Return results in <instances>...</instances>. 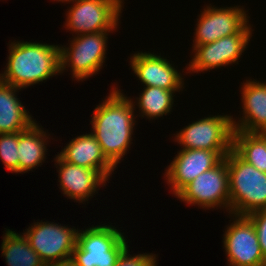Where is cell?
<instances>
[{
	"label": "cell",
	"instance_id": "cell-1",
	"mask_svg": "<svg viewBox=\"0 0 266 266\" xmlns=\"http://www.w3.org/2000/svg\"><path fill=\"white\" fill-rule=\"evenodd\" d=\"M102 102L96 105L92 118L91 133L102 148L106 158L117 167L130 151L136 125V110L130 100L115 84Z\"/></svg>",
	"mask_w": 266,
	"mask_h": 266
},
{
	"label": "cell",
	"instance_id": "cell-2",
	"mask_svg": "<svg viewBox=\"0 0 266 266\" xmlns=\"http://www.w3.org/2000/svg\"><path fill=\"white\" fill-rule=\"evenodd\" d=\"M9 41L7 63L0 80L16 87L47 81L60 73V45L41 42Z\"/></svg>",
	"mask_w": 266,
	"mask_h": 266
},
{
	"label": "cell",
	"instance_id": "cell-3",
	"mask_svg": "<svg viewBox=\"0 0 266 266\" xmlns=\"http://www.w3.org/2000/svg\"><path fill=\"white\" fill-rule=\"evenodd\" d=\"M229 176L230 214L248 216L266 209V173L241 159L233 150L224 158Z\"/></svg>",
	"mask_w": 266,
	"mask_h": 266
},
{
	"label": "cell",
	"instance_id": "cell-4",
	"mask_svg": "<svg viewBox=\"0 0 266 266\" xmlns=\"http://www.w3.org/2000/svg\"><path fill=\"white\" fill-rule=\"evenodd\" d=\"M112 223L79 229L72 253L74 266H115L128 246L125 234ZM120 230V231H119Z\"/></svg>",
	"mask_w": 266,
	"mask_h": 266
},
{
	"label": "cell",
	"instance_id": "cell-5",
	"mask_svg": "<svg viewBox=\"0 0 266 266\" xmlns=\"http://www.w3.org/2000/svg\"><path fill=\"white\" fill-rule=\"evenodd\" d=\"M109 33L113 32L76 35L69 38L68 46L60 45V73L70 68L71 78L77 82L100 73L106 61Z\"/></svg>",
	"mask_w": 266,
	"mask_h": 266
},
{
	"label": "cell",
	"instance_id": "cell-6",
	"mask_svg": "<svg viewBox=\"0 0 266 266\" xmlns=\"http://www.w3.org/2000/svg\"><path fill=\"white\" fill-rule=\"evenodd\" d=\"M66 11L64 28L73 36L114 32L120 26L124 0H77Z\"/></svg>",
	"mask_w": 266,
	"mask_h": 266
},
{
	"label": "cell",
	"instance_id": "cell-7",
	"mask_svg": "<svg viewBox=\"0 0 266 266\" xmlns=\"http://www.w3.org/2000/svg\"><path fill=\"white\" fill-rule=\"evenodd\" d=\"M209 115L192 121L174 135L173 141L181 149H202L210 151H231L233 144L232 115Z\"/></svg>",
	"mask_w": 266,
	"mask_h": 266
},
{
	"label": "cell",
	"instance_id": "cell-8",
	"mask_svg": "<svg viewBox=\"0 0 266 266\" xmlns=\"http://www.w3.org/2000/svg\"><path fill=\"white\" fill-rule=\"evenodd\" d=\"M206 6V7H205ZM198 15L192 47L214 42L237 33H253L248 9L243 6L205 5Z\"/></svg>",
	"mask_w": 266,
	"mask_h": 266
},
{
	"label": "cell",
	"instance_id": "cell-9",
	"mask_svg": "<svg viewBox=\"0 0 266 266\" xmlns=\"http://www.w3.org/2000/svg\"><path fill=\"white\" fill-rule=\"evenodd\" d=\"M176 198L198 208L224 209L230 214L229 176L227 162L223 159L187 184Z\"/></svg>",
	"mask_w": 266,
	"mask_h": 266
},
{
	"label": "cell",
	"instance_id": "cell-10",
	"mask_svg": "<svg viewBox=\"0 0 266 266\" xmlns=\"http://www.w3.org/2000/svg\"><path fill=\"white\" fill-rule=\"evenodd\" d=\"M30 226L23 234L45 264L71 260L79 229L42 220Z\"/></svg>",
	"mask_w": 266,
	"mask_h": 266
},
{
	"label": "cell",
	"instance_id": "cell-11",
	"mask_svg": "<svg viewBox=\"0 0 266 266\" xmlns=\"http://www.w3.org/2000/svg\"><path fill=\"white\" fill-rule=\"evenodd\" d=\"M229 215L222 237L228 266H266L252 221L247 216Z\"/></svg>",
	"mask_w": 266,
	"mask_h": 266
},
{
	"label": "cell",
	"instance_id": "cell-12",
	"mask_svg": "<svg viewBox=\"0 0 266 266\" xmlns=\"http://www.w3.org/2000/svg\"><path fill=\"white\" fill-rule=\"evenodd\" d=\"M252 36V33H237L211 43L192 47V59L184 68L188 71L186 74L210 72L212 69L225 68L235 63L237 65Z\"/></svg>",
	"mask_w": 266,
	"mask_h": 266
},
{
	"label": "cell",
	"instance_id": "cell-13",
	"mask_svg": "<svg viewBox=\"0 0 266 266\" xmlns=\"http://www.w3.org/2000/svg\"><path fill=\"white\" fill-rule=\"evenodd\" d=\"M230 151L180 149L168 165L164 180L174 197L203 172L217 166Z\"/></svg>",
	"mask_w": 266,
	"mask_h": 266
},
{
	"label": "cell",
	"instance_id": "cell-14",
	"mask_svg": "<svg viewBox=\"0 0 266 266\" xmlns=\"http://www.w3.org/2000/svg\"><path fill=\"white\" fill-rule=\"evenodd\" d=\"M167 57L152 52H135L130 55V67L142 86L166 90H183L184 76Z\"/></svg>",
	"mask_w": 266,
	"mask_h": 266
},
{
	"label": "cell",
	"instance_id": "cell-15",
	"mask_svg": "<svg viewBox=\"0 0 266 266\" xmlns=\"http://www.w3.org/2000/svg\"><path fill=\"white\" fill-rule=\"evenodd\" d=\"M53 161L58 172L59 189L66 198L74 202L89 203L88 200L93 198L101 187L107 185L108 180L96 169L68 163L58 154Z\"/></svg>",
	"mask_w": 266,
	"mask_h": 266
},
{
	"label": "cell",
	"instance_id": "cell-16",
	"mask_svg": "<svg viewBox=\"0 0 266 266\" xmlns=\"http://www.w3.org/2000/svg\"><path fill=\"white\" fill-rule=\"evenodd\" d=\"M241 84L243 113L240 118H232L234 131L266 133V81L249 78Z\"/></svg>",
	"mask_w": 266,
	"mask_h": 266
},
{
	"label": "cell",
	"instance_id": "cell-17",
	"mask_svg": "<svg viewBox=\"0 0 266 266\" xmlns=\"http://www.w3.org/2000/svg\"><path fill=\"white\" fill-rule=\"evenodd\" d=\"M57 154L68 163L98 170L108 181L116 168L91 132L74 137Z\"/></svg>",
	"mask_w": 266,
	"mask_h": 266
},
{
	"label": "cell",
	"instance_id": "cell-18",
	"mask_svg": "<svg viewBox=\"0 0 266 266\" xmlns=\"http://www.w3.org/2000/svg\"><path fill=\"white\" fill-rule=\"evenodd\" d=\"M19 90L0 80V134L21 132L36 122L17 98Z\"/></svg>",
	"mask_w": 266,
	"mask_h": 266
},
{
	"label": "cell",
	"instance_id": "cell-19",
	"mask_svg": "<svg viewBox=\"0 0 266 266\" xmlns=\"http://www.w3.org/2000/svg\"><path fill=\"white\" fill-rule=\"evenodd\" d=\"M51 134L44 131L42 125L34 122L27 130L19 132L18 143V174L28 173L36 167H41L46 161ZM49 139V140H48Z\"/></svg>",
	"mask_w": 266,
	"mask_h": 266
},
{
	"label": "cell",
	"instance_id": "cell-20",
	"mask_svg": "<svg viewBox=\"0 0 266 266\" xmlns=\"http://www.w3.org/2000/svg\"><path fill=\"white\" fill-rule=\"evenodd\" d=\"M183 90H166L160 87H144L139 94V97H136L134 100L130 98L134 109L136 107L139 111V116L146 117V120L149 121L154 119H159L163 116L169 115L172 112V107L174 104V98L177 92ZM175 94V95H174Z\"/></svg>",
	"mask_w": 266,
	"mask_h": 266
},
{
	"label": "cell",
	"instance_id": "cell-21",
	"mask_svg": "<svg viewBox=\"0 0 266 266\" xmlns=\"http://www.w3.org/2000/svg\"><path fill=\"white\" fill-rule=\"evenodd\" d=\"M0 250L7 266H45L23 233L6 229Z\"/></svg>",
	"mask_w": 266,
	"mask_h": 266
},
{
	"label": "cell",
	"instance_id": "cell-22",
	"mask_svg": "<svg viewBox=\"0 0 266 266\" xmlns=\"http://www.w3.org/2000/svg\"><path fill=\"white\" fill-rule=\"evenodd\" d=\"M232 150L248 164L266 171V133L234 131Z\"/></svg>",
	"mask_w": 266,
	"mask_h": 266
},
{
	"label": "cell",
	"instance_id": "cell-23",
	"mask_svg": "<svg viewBox=\"0 0 266 266\" xmlns=\"http://www.w3.org/2000/svg\"><path fill=\"white\" fill-rule=\"evenodd\" d=\"M19 132L0 134V160L11 173L18 174Z\"/></svg>",
	"mask_w": 266,
	"mask_h": 266
},
{
	"label": "cell",
	"instance_id": "cell-24",
	"mask_svg": "<svg viewBox=\"0 0 266 266\" xmlns=\"http://www.w3.org/2000/svg\"><path fill=\"white\" fill-rule=\"evenodd\" d=\"M129 247L121 254L115 266H157L158 255L154 253H140L130 255ZM157 255V256H156ZM157 257V258H156Z\"/></svg>",
	"mask_w": 266,
	"mask_h": 266
},
{
	"label": "cell",
	"instance_id": "cell-25",
	"mask_svg": "<svg viewBox=\"0 0 266 266\" xmlns=\"http://www.w3.org/2000/svg\"><path fill=\"white\" fill-rule=\"evenodd\" d=\"M254 224L262 254L266 258V209L247 216Z\"/></svg>",
	"mask_w": 266,
	"mask_h": 266
},
{
	"label": "cell",
	"instance_id": "cell-26",
	"mask_svg": "<svg viewBox=\"0 0 266 266\" xmlns=\"http://www.w3.org/2000/svg\"><path fill=\"white\" fill-rule=\"evenodd\" d=\"M45 266H74L71 260L65 262L47 263Z\"/></svg>",
	"mask_w": 266,
	"mask_h": 266
},
{
	"label": "cell",
	"instance_id": "cell-27",
	"mask_svg": "<svg viewBox=\"0 0 266 266\" xmlns=\"http://www.w3.org/2000/svg\"><path fill=\"white\" fill-rule=\"evenodd\" d=\"M52 1H56V2H58V3H59V2H60V3L62 2V3H65V4H66V3L73 2V1H77V0H52Z\"/></svg>",
	"mask_w": 266,
	"mask_h": 266
}]
</instances>
